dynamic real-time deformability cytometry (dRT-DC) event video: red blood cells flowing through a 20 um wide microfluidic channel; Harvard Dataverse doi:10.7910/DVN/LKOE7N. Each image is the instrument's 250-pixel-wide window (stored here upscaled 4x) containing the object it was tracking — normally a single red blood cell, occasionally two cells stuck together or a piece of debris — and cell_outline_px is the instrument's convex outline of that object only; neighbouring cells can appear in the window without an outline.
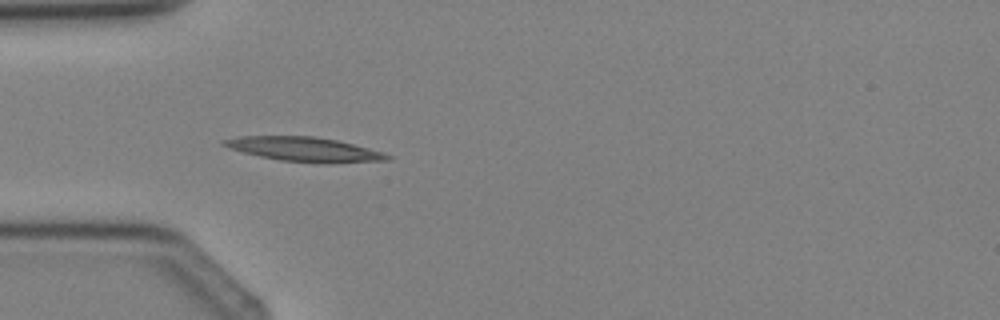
{"species": "Egyptian fruit bat (a non-hibernating species)", "species_latin": "Rousettus aegyptiacus", "temperature_condition": "cold", "stored_images_in_passage": 4, "camera_frame_rate_fps": 3000, "um_per_image_px": 0.085, "animal": {"sex": "female"}, "frame": {"image": 1, "passage_image": 4, "time_ms": 3.333, "image_size_px": [1000, 320], "cell_outline_px": [[392, 160], [328, 164], [280, 160], [260, 156], [244, 152], [220, 144], [220, 140], [240, 136], [312, 136], [336, 140], [384, 152], [392, 156]], "centroid_in_image_um": [25.92, 12.7], "position_along_channel_um": 59.1, "area_um2": 23.24}}